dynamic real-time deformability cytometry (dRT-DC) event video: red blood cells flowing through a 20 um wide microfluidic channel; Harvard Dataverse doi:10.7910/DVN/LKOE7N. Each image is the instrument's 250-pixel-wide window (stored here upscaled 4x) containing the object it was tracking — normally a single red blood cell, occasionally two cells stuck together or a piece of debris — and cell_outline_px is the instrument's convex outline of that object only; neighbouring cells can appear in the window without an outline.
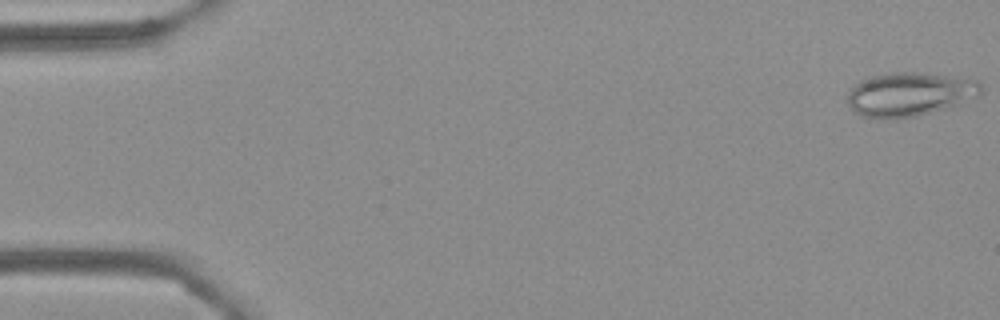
{"species": "Egyptian fruit bat (a non-hibernating species)", "species_latin": "Rousettus aegyptiacus", "temperature_condition": "cold", "stored_images_in_passage": 56, "camera_frame_rate_fps": 3000, "um_per_image_px": 0.085, "frame": {"image": 1, "passage_image": 1, "time_ms": 0.0, "image_size_px": [1000, 320], "cell_outline_px": [[980, 96], [944, 108], [916, 116], [896, 120], [860, 116], [848, 104], [848, 92], [860, 80], [872, 76], [896, 72], [916, 72], [976, 80], [980, 84]], "centroid_in_image_um": [77.27, 8.03], "position_along_channel_um": 7.7, "area_um2": 33.7}}
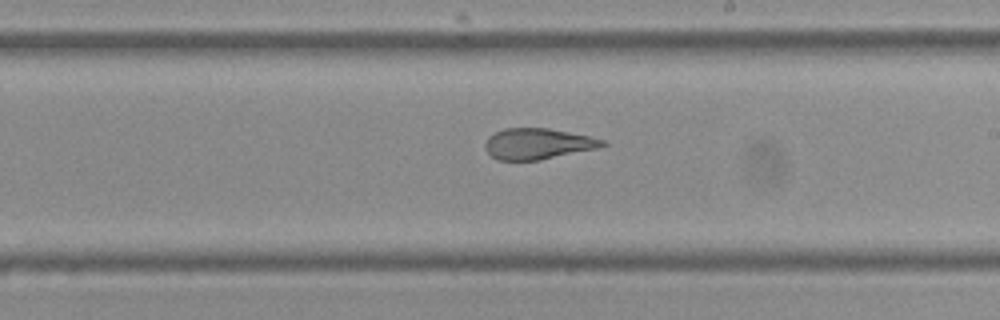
{"frame": {"image": 2, "passage_image": 32, "time_ms": 10.333, "image_size_px": [1000, 320], "cell_outline_px": [[608, 144], [600, 148], [540, 160], [496, 160], [484, 148], [484, 144], [488, 136], [504, 128], [548, 128], [588, 136], [604, 140]], "centroid_in_image_um": [45.7, 12.23], "position_along_channel_um": 243.3, "area_um2": 21.21}}
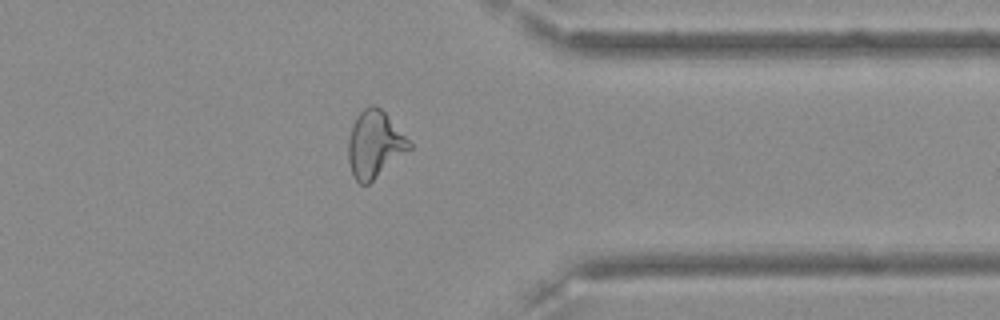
{"frame": {"image": 3, "passage_image": 44, "time_ms": 14.333, "image_size_px": [1000, 320], "cell_outline_px": [[412, 148], [368, 184], [360, 184], [352, 176], [348, 160], [348, 140], [356, 116], [368, 104], [372, 104], [380, 108], [384, 112], [412, 144]], "centroid_in_image_um": [31.82, 12.28], "position_along_channel_um": 379.6, "area_um2": 23.52}, "authors_computed_cell_mechanics": {"area_um2": 24.1893, "velocity_mm_per_s": 3.6164, "shape_relaxation_time_tau1_ms": null, "shape_relaxation_time_tau2_ms": 1.4493, "deformation_change_tau1": null, "deformation_change_tau2": 0.0805}}